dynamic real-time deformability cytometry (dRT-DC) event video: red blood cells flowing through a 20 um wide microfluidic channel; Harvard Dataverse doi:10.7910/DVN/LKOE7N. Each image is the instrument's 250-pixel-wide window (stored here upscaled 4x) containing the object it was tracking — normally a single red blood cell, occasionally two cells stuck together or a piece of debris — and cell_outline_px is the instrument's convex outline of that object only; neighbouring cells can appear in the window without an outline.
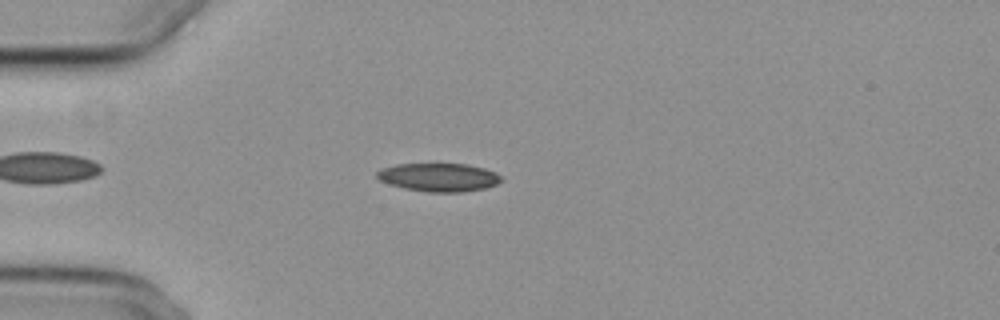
{"species": "common noctule bat (a hibernating species)", "species_latin": "Nyctalus noctula", "temperature_condition": "cold", "stored_images_in_passage": 48, "camera_frame_rate_fps": 3000, "um_per_image_px": 0.085, "animal": {"sex": "female", "body_mass_g": 29.2, "forearm_length_mm": 56.3}, "frame": {"image": 1, "passage_image": 8, "time_ms": 2.333, "image_size_px": [1000, 320], "cell_outline_px": [[504, 180], [496, 184], [484, 188], [460, 192], [428, 192], [404, 188], [388, 184], [380, 180], [376, 176], [376, 172], [384, 168], [396, 164], [468, 164], [484, 168], [496, 172]], "centroid_in_image_um": [37.31, 15.07], "position_along_channel_um": 47.7, "area_um2": 20.46}}
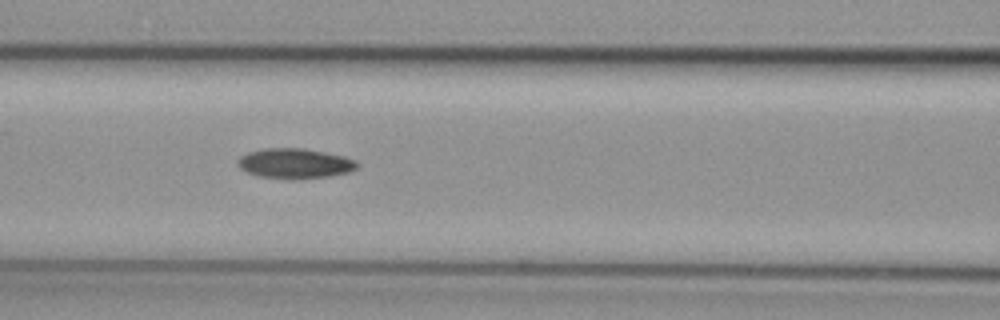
{"frame": {"image": 2, "passage_image": 17, "time_ms": 5.333, "image_size_px": [1000, 320], "cell_outline_px": [[360, 164], [356, 168], [348, 172], [332, 176], [292, 180], [260, 176], [248, 172], [240, 168], [236, 160], [240, 156], [248, 152], [264, 148], [300, 148], [324, 152], [344, 156], [356, 160]], "centroid_in_image_um": [25.07, 13.9], "position_along_channel_um": 141.5, "area_um2": 21.04}}
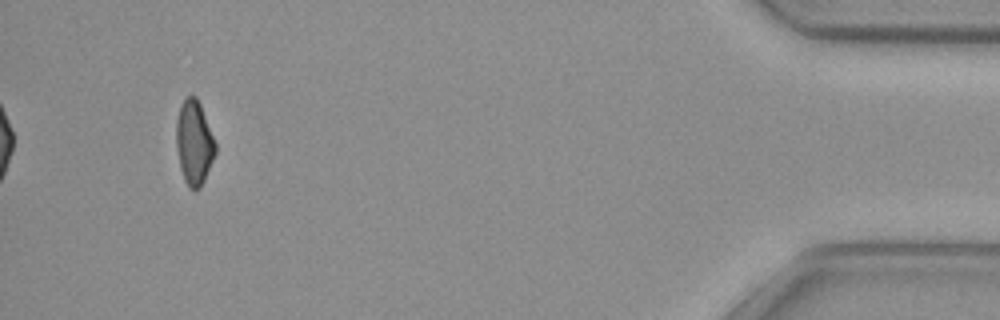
{"frame": {"image": 3, "passage_image": 45, "time_ms": 14.667, "image_size_px": [1000, 320], "cell_outline_px": [[216, 152], [204, 180], [200, 188], [188, 188], [184, 180], [180, 168], [176, 144], [176, 120], [180, 104], [184, 96], [196, 96], [200, 104], [216, 144]], "centroid_in_image_um": [16.48, 12.1], "position_along_channel_um": 418.7, "area_um2": 19.19}, "authors_computed_cell_mechanics": {"area_um2": 20.3456, "velocity_mm_per_s": 3.7459, "shape_relaxation_time_tau1_ms": 7.3321, "shape_relaxation_time_tau2_ms": null, "deformation_change_tau1": 0.145, "deformation_change_tau2": null}}